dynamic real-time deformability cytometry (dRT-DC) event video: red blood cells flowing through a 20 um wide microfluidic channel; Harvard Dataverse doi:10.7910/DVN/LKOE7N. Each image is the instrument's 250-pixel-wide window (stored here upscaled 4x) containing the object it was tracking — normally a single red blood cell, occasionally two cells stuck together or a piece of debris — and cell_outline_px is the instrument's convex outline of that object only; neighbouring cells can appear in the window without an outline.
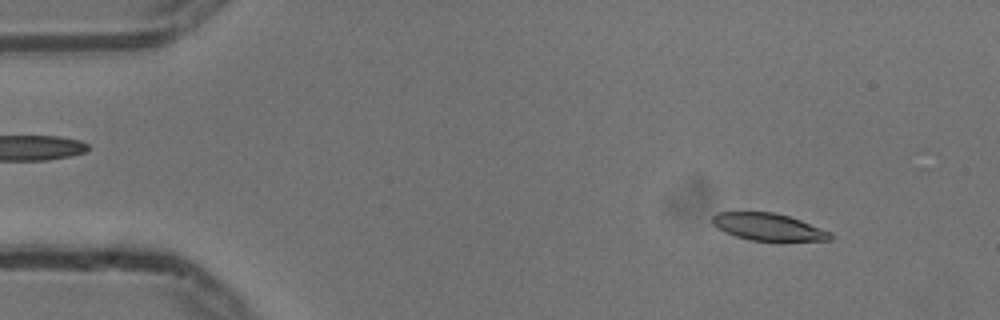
{"species": "common noctule bat (a hibernating species)", "species_latin": "Nyctalus noctula", "temperature_condition": "cold", "stored_images_in_passage": 10, "camera_frame_rate_fps": 3000, "um_per_image_px": 0.085, "animal": {"sex": "male", "body_mass_g": 13.3}, "frame": {"image": 1, "passage_image": 6, "time_ms": 1.667, "image_size_px": [1000, 320], "cell_outline_px": [[832, 240], [784, 244], [780, 244], [748, 240], [724, 232], [712, 224], [712, 216], [716, 212], [772, 212], [788, 216], [800, 220], [832, 232]], "centroid_in_image_um": [65.38, 19.36], "position_along_channel_um": 19.6, "area_um2": 19.77}}
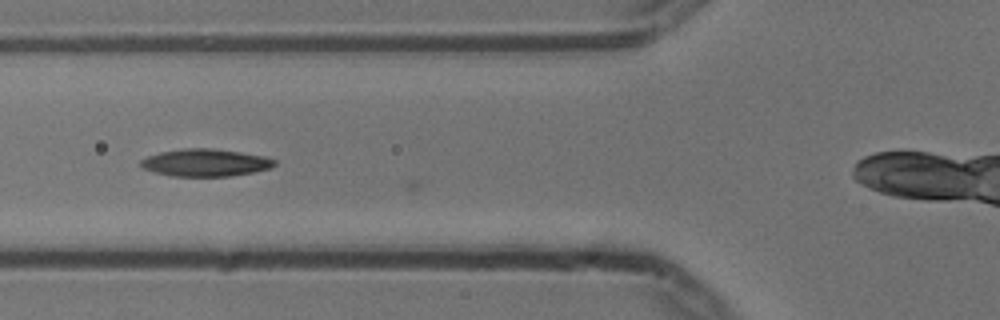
{"frame": {"image": 2, "passage_image": 9, "time_ms": 2.667, "image_size_px": [1000, 320], "cell_outline_px": [[276, 164], [272, 168], [232, 176], [172, 176], [156, 172], [144, 168], [140, 164], [140, 160], [148, 156], [160, 152], [184, 148], [212, 148], [240, 152], [264, 156], [276, 160]], "centroid_in_image_um": [17.49, 13.82], "position_along_channel_um": 108.3, "area_um2": 21.27}}